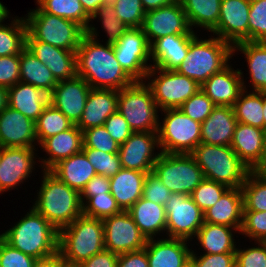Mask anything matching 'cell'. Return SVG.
Here are the masks:
<instances>
[{
	"label": "cell",
	"mask_w": 266,
	"mask_h": 267,
	"mask_svg": "<svg viewBox=\"0 0 266 267\" xmlns=\"http://www.w3.org/2000/svg\"><path fill=\"white\" fill-rule=\"evenodd\" d=\"M32 207L58 231L70 225L82 214L80 192L70 188L50 170H42Z\"/></svg>",
	"instance_id": "7a4b0ae2"
},
{
	"label": "cell",
	"mask_w": 266,
	"mask_h": 267,
	"mask_svg": "<svg viewBox=\"0 0 266 267\" xmlns=\"http://www.w3.org/2000/svg\"><path fill=\"white\" fill-rule=\"evenodd\" d=\"M255 171L261 175L266 176V147H265V155L263 161L259 164V166L255 169Z\"/></svg>",
	"instance_id": "89a4df30"
},
{
	"label": "cell",
	"mask_w": 266,
	"mask_h": 267,
	"mask_svg": "<svg viewBox=\"0 0 266 267\" xmlns=\"http://www.w3.org/2000/svg\"><path fill=\"white\" fill-rule=\"evenodd\" d=\"M110 193V180L108 177L96 174L81 191L82 205L96 194Z\"/></svg>",
	"instance_id": "91938a15"
},
{
	"label": "cell",
	"mask_w": 266,
	"mask_h": 267,
	"mask_svg": "<svg viewBox=\"0 0 266 267\" xmlns=\"http://www.w3.org/2000/svg\"><path fill=\"white\" fill-rule=\"evenodd\" d=\"M49 93L19 81L8 88V106L36 122L49 104Z\"/></svg>",
	"instance_id": "d6a6232c"
},
{
	"label": "cell",
	"mask_w": 266,
	"mask_h": 267,
	"mask_svg": "<svg viewBox=\"0 0 266 267\" xmlns=\"http://www.w3.org/2000/svg\"><path fill=\"white\" fill-rule=\"evenodd\" d=\"M20 81L51 93L58 84L47 66L26 47L20 53Z\"/></svg>",
	"instance_id": "8d00e7d4"
},
{
	"label": "cell",
	"mask_w": 266,
	"mask_h": 267,
	"mask_svg": "<svg viewBox=\"0 0 266 267\" xmlns=\"http://www.w3.org/2000/svg\"><path fill=\"white\" fill-rule=\"evenodd\" d=\"M90 90V85L79 76L58 81L49 94V103L76 125L82 116Z\"/></svg>",
	"instance_id": "d6986e66"
},
{
	"label": "cell",
	"mask_w": 266,
	"mask_h": 267,
	"mask_svg": "<svg viewBox=\"0 0 266 267\" xmlns=\"http://www.w3.org/2000/svg\"><path fill=\"white\" fill-rule=\"evenodd\" d=\"M195 32H211L219 21L222 0H179ZM195 28V30H194ZM198 28V29H197ZM197 29V31H196ZM200 29V30H199Z\"/></svg>",
	"instance_id": "d590c367"
},
{
	"label": "cell",
	"mask_w": 266,
	"mask_h": 267,
	"mask_svg": "<svg viewBox=\"0 0 266 267\" xmlns=\"http://www.w3.org/2000/svg\"><path fill=\"white\" fill-rule=\"evenodd\" d=\"M104 126L119 145H122L133 133L128 122L118 111L107 118Z\"/></svg>",
	"instance_id": "680465c9"
},
{
	"label": "cell",
	"mask_w": 266,
	"mask_h": 267,
	"mask_svg": "<svg viewBox=\"0 0 266 267\" xmlns=\"http://www.w3.org/2000/svg\"><path fill=\"white\" fill-rule=\"evenodd\" d=\"M174 1L176 0H141V3L145 11H150L171 4Z\"/></svg>",
	"instance_id": "03108f58"
},
{
	"label": "cell",
	"mask_w": 266,
	"mask_h": 267,
	"mask_svg": "<svg viewBox=\"0 0 266 267\" xmlns=\"http://www.w3.org/2000/svg\"><path fill=\"white\" fill-rule=\"evenodd\" d=\"M191 155L206 179L224 184L228 188L241 187L251 171L231 146L200 143Z\"/></svg>",
	"instance_id": "8992f818"
},
{
	"label": "cell",
	"mask_w": 266,
	"mask_h": 267,
	"mask_svg": "<svg viewBox=\"0 0 266 267\" xmlns=\"http://www.w3.org/2000/svg\"><path fill=\"white\" fill-rule=\"evenodd\" d=\"M26 48L45 64L57 81L77 76L76 51L64 50L37 41L26 34Z\"/></svg>",
	"instance_id": "ffe728a7"
},
{
	"label": "cell",
	"mask_w": 266,
	"mask_h": 267,
	"mask_svg": "<svg viewBox=\"0 0 266 267\" xmlns=\"http://www.w3.org/2000/svg\"><path fill=\"white\" fill-rule=\"evenodd\" d=\"M161 154L157 132H133L119 147L121 167L150 173Z\"/></svg>",
	"instance_id": "2e32d148"
},
{
	"label": "cell",
	"mask_w": 266,
	"mask_h": 267,
	"mask_svg": "<svg viewBox=\"0 0 266 267\" xmlns=\"http://www.w3.org/2000/svg\"><path fill=\"white\" fill-rule=\"evenodd\" d=\"M171 194L156 174L153 172L147 174L143 185V198L165 206Z\"/></svg>",
	"instance_id": "11a10c76"
},
{
	"label": "cell",
	"mask_w": 266,
	"mask_h": 267,
	"mask_svg": "<svg viewBox=\"0 0 266 267\" xmlns=\"http://www.w3.org/2000/svg\"><path fill=\"white\" fill-rule=\"evenodd\" d=\"M82 151L98 175L111 178L122 168L118 153H105L92 148H82Z\"/></svg>",
	"instance_id": "f6af8a7d"
},
{
	"label": "cell",
	"mask_w": 266,
	"mask_h": 267,
	"mask_svg": "<svg viewBox=\"0 0 266 267\" xmlns=\"http://www.w3.org/2000/svg\"><path fill=\"white\" fill-rule=\"evenodd\" d=\"M98 19V20H97ZM99 22L102 31L107 34L105 44L115 45L119 38L129 29L123 21H121L116 12L114 6L102 5L91 17L90 22Z\"/></svg>",
	"instance_id": "7bdbcfd3"
},
{
	"label": "cell",
	"mask_w": 266,
	"mask_h": 267,
	"mask_svg": "<svg viewBox=\"0 0 266 267\" xmlns=\"http://www.w3.org/2000/svg\"><path fill=\"white\" fill-rule=\"evenodd\" d=\"M263 129L266 131V91L263 92Z\"/></svg>",
	"instance_id": "2644e50d"
},
{
	"label": "cell",
	"mask_w": 266,
	"mask_h": 267,
	"mask_svg": "<svg viewBox=\"0 0 266 267\" xmlns=\"http://www.w3.org/2000/svg\"><path fill=\"white\" fill-rule=\"evenodd\" d=\"M243 209L241 187L228 188L212 207L204 211V222L241 228Z\"/></svg>",
	"instance_id": "1f68e13d"
},
{
	"label": "cell",
	"mask_w": 266,
	"mask_h": 267,
	"mask_svg": "<svg viewBox=\"0 0 266 267\" xmlns=\"http://www.w3.org/2000/svg\"><path fill=\"white\" fill-rule=\"evenodd\" d=\"M85 12L92 17L93 14L98 10L103 4V0H80Z\"/></svg>",
	"instance_id": "e7e4bbea"
},
{
	"label": "cell",
	"mask_w": 266,
	"mask_h": 267,
	"mask_svg": "<svg viewBox=\"0 0 266 267\" xmlns=\"http://www.w3.org/2000/svg\"><path fill=\"white\" fill-rule=\"evenodd\" d=\"M116 60L133 81H144L152 67L150 44L142 27L129 28L113 45Z\"/></svg>",
	"instance_id": "7c38bea8"
},
{
	"label": "cell",
	"mask_w": 266,
	"mask_h": 267,
	"mask_svg": "<svg viewBox=\"0 0 266 267\" xmlns=\"http://www.w3.org/2000/svg\"><path fill=\"white\" fill-rule=\"evenodd\" d=\"M238 121L231 106H215L201 123V143L230 146Z\"/></svg>",
	"instance_id": "83f0119b"
},
{
	"label": "cell",
	"mask_w": 266,
	"mask_h": 267,
	"mask_svg": "<svg viewBox=\"0 0 266 267\" xmlns=\"http://www.w3.org/2000/svg\"><path fill=\"white\" fill-rule=\"evenodd\" d=\"M166 237L193 241L204 224V212L186 194L172 193L166 205Z\"/></svg>",
	"instance_id": "5bb4252c"
},
{
	"label": "cell",
	"mask_w": 266,
	"mask_h": 267,
	"mask_svg": "<svg viewBox=\"0 0 266 267\" xmlns=\"http://www.w3.org/2000/svg\"><path fill=\"white\" fill-rule=\"evenodd\" d=\"M210 35L208 34L207 39V37H201L199 33L190 42L186 59L175 70L193 79L200 86L213 74L235 60L233 59V46L217 36Z\"/></svg>",
	"instance_id": "277c9868"
},
{
	"label": "cell",
	"mask_w": 266,
	"mask_h": 267,
	"mask_svg": "<svg viewBox=\"0 0 266 267\" xmlns=\"http://www.w3.org/2000/svg\"><path fill=\"white\" fill-rule=\"evenodd\" d=\"M181 267H196V264L192 258H189Z\"/></svg>",
	"instance_id": "753ad0ef"
},
{
	"label": "cell",
	"mask_w": 266,
	"mask_h": 267,
	"mask_svg": "<svg viewBox=\"0 0 266 267\" xmlns=\"http://www.w3.org/2000/svg\"><path fill=\"white\" fill-rule=\"evenodd\" d=\"M191 245L193 248L191 258L196 267H236L235 253L204 254L194 249L195 244Z\"/></svg>",
	"instance_id": "9f6ffc18"
},
{
	"label": "cell",
	"mask_w": 266,
	"mask_h": 267,
	"mask_svg": "<svg viewBox=\"0 0 266 267\" xmlns=\"http://www.w3.org/2000/svg\"><path fill=\"white\" fill-rule=\"evenodd\" d=\"M160 112L157 134L161 153L191 154L201 143V123L179 109Z\"/></svg>",
	"instance_id": "9c48e42d"
},
{
	"label": "cell",
	"mask_w": 266,
	"mask_h": 267,
	"mask_svg": "<svg viewBox=\"0 0 266 267\" xmlns=\"http://www.w3.org/2000/svg\"><path fill=\"white\" fill-rule=\"evenodd\" d=\"M252 246L241 248L240 244L237 245L236 267H266V242L254 241Z\"/></svg>",
	"instance_id": "816d5d0a"
},
{
	"label": "cell",
	"mask_w": 266,
	"mask_h": 267,
	"mask_svg": "<svg viewBox=\"0 0 266 267\" xmlns=\"http://www.w3.org/2000/svg\"><path fill=\"white\" fill-rule=\"evenodd\" d=\"M72 126V122L49 103L35 122L38 147L46 138L64 132Z\"/></svg>",
	"instance_id": "60d3db41"
},
{
	"label": "cell",
	"mask_w": 266,
	"mask_h": 267,
	"mask_svg": "<svg viewBox=\"0 0 266 267\" xmlns=\"http://www.w3.org/2000/svg\"><path fill=\"white\" fill-rule=\"evenodd\" d=\"M191 244V241L180 238L147 239L145 251L149 267H181L191 258Z\"/></svg>",
	"instance_id": "d4e9b609"
},
{
	"label": "cell",
	"mask_w": 266,
	"mask_h": 267,
	"mask_svg": "<svg viewBox=\"0 0 266 267\" xmlns=\"http://www.w3.org/2000/svg\"><path fill=\"white\" fill-rule=\"evenodd\" d=\"M243 211H266V176L251 170L241 186Z\"/></svg>",
	"instance_id": "b9f144b4"
},
{
	"label": "cell",
	"mask_w": 266,
	"mask_h": 267,
	"mask_svg": "<svg viewBox=\"0 0 266 267\" xmlns=\"http://www.w3.org/2000/svg\"><path fill=\"white\" fill-rule=\"evenodd\" d=\"M233 109L239 123L263 129V92L243 89Z\"/></svg>",
	"instance_id": "f35d334b"
},
{
	"label": "cell",
	"mask_w": 266,
	"mask_h": 267,
	"mask_svg": "<svg viewBox=\"0 0 266 267\" xmlns=\"http://www.w3.org/2000/svg\"><path fill=\"white\" fill-rule=\"evenodd\" d=\"M201 90L216 106L233 107L243 90L239 68L234 69L230 62L206 80L201 85Z\"/></svg>",
	"instance_id": "484cf974"
},
{
	"label": "cell",
	"mask_w": 266,
	"mask_h": 267,
	"mask_svg": "<svg viewBox=\"0 0 266 267\" xmlns=\"http://www.w3.org/2000/svg\"><path fill=\"white\" fill-rule=\"evenodd\" d=\"M10 15V10L0 1V23L7 20Z\"/></svg>",
	"instance_id": "a7ac6f4b"
},
{
	"label": "cell",
	"mask_w": 266,
	"mask_h": 267,
	"mask_svg": "<svg viewBox=\"0 0 266 267\" xmlns=\"http://www.w3.org/2000/svg\"><path fill=\"white\" fill-rule=\"evenodd\" d=\"M230 146L250 170H255L265 155L266 131L238 122Z\"/></svg>",
	"instance_id": "4316f807"
},
{
	"label": "cell",
	"mask_w": 266,
	"mask_h": 267,
	"mask_svg": "<svg viewBox=\"0 0 266 267\" xmlns=\"http://www.w3.org/2000/svg\"><path fill=\"white\" fill-rule=\"evenodd\" d=\"M121 212L122 210L111 193L96 194L82 205L83 215L98 219H104Z\"/></svg>",
	"instance_id": "ee69618b"
},
{
	"label": "cell",
	"mask_w": 266,
	"mask_h": 267,
	"mask_svg": "<svg viewBox=\"0 0 266 267\" xmlns=\"http://www.w3.org/2000/svg\"><path fill=\"white\" fill-rule=\"evenodd\" d=\"M43 12L72 20L88 29L91 17L85 12L80 0H35Z\"/></svg>",
	"instance_id": "ab89813d"
},
{
	"label": "cell",
	"mask_w": 266,
	"mask_h": 267,
	"mask_svg": "<svg viewBox=\"0 0 266 267\" xmlns=\"http://www.w3.org/2000/svg\"><path fill=\"white\" fill-rule=\"evenodd\" d=\"M144 82L151 89L159 110L179 109L201 86L193 79L175 70L151 67Z\"/></svg>",
	"instance_id": "30bf717a"
},
{
	"label": "cell",
	"mask_w": 266,
	"mask_h": 267,
	"mask_svg": "<svg viewBox=\"0 0 266 267\" xmlns=\"http://www.w3.org/2000/svg\"><path fill=\"white\" fill-rule=\"evenodd\" d=\"M83 132V148L101 150L105 153H118L120 145L112 138L105 126L85 129Z\"/></svg>",
	"instance_id": "c3c4849f"
},
{
	"label": "cell",
	"mask_w": 266,
	"mask_h": 267,
	"mask_svg": "<svg viewBox=\"0 0 266 267\" xmlns=\"http://www.w3.org/2000/svg\"><path fill=\"white\" fill-rule=\"evenodd\" d=\"M240 52V53H239ZM244 55L248 74L244 76L243 68H239L243 89L258 92L266 91V42L243 41L233 46V58L239 54ZM245 78V79H244ZM248 78L249 80H247ZM245 80V81H244ZM247 80V81H246ZM248 82V84H247ZM250 88V89H249Z\"/></svg>",
	"instance_id": "603a6c76"
},
{
	"label": "cell",
	"mask_w": 266,
	"mask_h": 267,
	"mask_svg": "<svg viewBox=\"0 0 266 267\" xmlns=\"http://www.w3.org/2000/svg\"><path fill=\"white\" fill-rule=\"evenodd\" d=\"M117 111L133 132H157L160 110L144 81H134L118 91Z\"/></svg>",
	"instance_id": "ba28073f"
},
{
	"label": "cell",
	"mask_w": 266,
	"mask_h": 267,
	"mask_svg": "<svg viewBox=\"0 0 266 267\" xmlns=\"http://www.w3.org/2000/svg\"><path fill=\"white\" fill-rule=\"evenodd\" d=\"M20 81V55L0 57V86L9 88Z\"/></svg>",
	"instance_id": "6f0895ef"
},
{
	"label": "cell",
	"mask_w": 266,
	"mask_h": 267,
	"mask_svg": "<svg viewBox=\"0 0 266 267\" xmlns=\"http://www.w3.org/2000/svg\"><path fill=\"white\" fill-rule=\"evenodd\" d=\"M27 33L35 40L76 51L86 30L78 23L43 12L38 6L24 15Z\"/></svg>",
	"instance_id": "52a82bcc"
},
{
	"label": "cell",
	"mask_w": 266,
	"mask_h": 267,
	"mask_svg": "<svg viewBox=\"0 0 266 267\" xmlns=\"http://www.w3.org/2000/svg\"><path fill=\"white\" fill-rule=\"evenodd\" d=\"M198 35L191 34L167 35L155 40L150 45L152 67L162 70H176L186 59L190 42Z\"/></svg>",
	"instance_id": "cb8c5ba5"
},
{
	"label": "cell",
	"mask_w": 266,
	"mask_h": 267,
	"mask_svg": "<svg viewBox=\"0 0 266 267\" xmlns=\"http://www.w3.org/2000/svg\"><path fill=\"white\" fill-rule=\"evenodd\" d=\"M58 267H81L80 263H72L66 260H62Z\"/></svg>",
	"instance_id": "8c879c8a"
},
{
	"label": "cell",
	"mask_w": 266,
	"mask_h": 267,
	"mask_svg": "<svg viewBox=\"0 0 266 267\" xmlns=\"http://www.w3.org/2000/svg\"><path fill=\"white\" fill-rule=\"evenodd\" d=\"M0 236L11 246L35 259L58 251L59 231L32 206Z\"/></svg>",
	"instance_id": "3957f363"
},
{
	"label": "cell",
	"mask_w": 266,
	"mask_h": 267,
	"mask_svg": "<svg viewBox=\"0 0 266 267\" xmlns=\"http://www.w3.org/2000/svg\"><path fill=\"white\" fill-rule=\"evenodd\" d=\"M104 249L102 219L81 214L59 231L58 250L66 261L81 263Z\"/></svg>",
	"instance_id": "5b68a950"
},
{
	"label": "cell",
	"mask_w": 266,
	"mask_h": 267,
	"mask_svg": "<svg viewBox=\"0 0 266 267\" xmlns=\"http://www.w3.org/2000/svg\"><path fill=\"white\" fill-rule=\"evenodd\" d=\"M39 148L46 154L44 157L40 155L38 158L39 169L51 170L61 160L82 151L83 132L77 125H73L64 132L46 138Z\"/></svg>",
	"instance_id": "7402d4cb"
},
{
	"label": "cell",
	"mask_w": 266,
	"mask_h": 267,
	"mask_svg": "<svg viewBox=\"0 0 266 267\" xmlns=\"http://www.w3.org/2000/svg\"><path fill=\"white\" fill-rule=\"evenodd\" d=\"M240 229L204 222L194 237L196 240L193 239L196 242L191 241V243H196L198 247L195 248H198V251L201 249V253L204 254L235 253L237 243H240L235 236L239 238L237 233H240Z\"/></svg>",
	"instance_id": "f546056e"
},
{
	"label": "cell",
	"mask_w": 266,
	"mask_h": 267,
	"mask_svg": "<svg viewBox=\"0 0 266 267\" xmlns=\"http://www.w3.org/2000/svg\"><path fill=\"white\" fill-rule=\"evenodd\" d=\"M117 0H103V4L102 5H110V6H114L116 4Z\"/></svg>",
	"instance_id": "34e18365"
},
{
	"label": "cell",
	"mask_w": 266,
	"mask_h": 267,
	"mask_svg": "<svg viewBox=\"0 0 266 267\" xmlns=\"http://www.w3.org/2000/svg\"><path fill=\"white\" fill-rule=\"evenodd\" d=\"M215 106L216 105L200 89L196 94L185 101L180 106L179 110L192 120L202 123L209 117Z\"/></svg>",
	"instance_id": "681fc988"
},
{
	"label": "cell",
	"mask_w": 266,
	"mask_h": 267,
	"mask_svg": "<svg viewBox=\"0 0 266 267\" xmlns=\"http://www.w3.org/2000/svg\"><path fill=\"white\" fill-rule=\"evenodd\" d=\"M8 106V88L0 86V112Z\"/></svg>",
	"instance_id": "003e7915"
},
{
	"label": "cell",
	"mask_w": 266,
	"mask_h": 267,
	"mask_svg": "<svg viewBox=\"0 0 266 267\" xmlns=\"http://www.w3.org/2000/svg\"><path fill=\"white\" fill-rule=\"evenodd\" d=\"M152 172L171 193L189 196L205 178L202 169L191 154L161 153Z\"/></svg>",
	"instance_id": "8fae6325"
},
{
	"label": "cell",
	"mask_w": 266,
	"mask_h": 267,
	"mask_svg": "<svg viewBox=\"0 0 266 267\" xmlns=\"http://www.w3.org/2000/svg\"><path fill=\"white\" fill-rule=\"evenodd\" d=\"M38 150V147H0V195L24 189L22 185L34 176L37 165L40 167Z\"/></svg>",
	"instance_id": "4fadbf2b"
},
{
	"label": "cell",
	"mask_w": 266,
	"mask_h": 267,
	"mask_svg": "<svg viewBox=\"0 0 266 267\" xmlns=\"http://www.w3.org/2000/svg\"><path fill=\"white\" fill-rule=\"evenodd\" d=\"M248 0H222L217 26L210 32L232 46L249 41Z\"/></svg>",
	"instance_id": "ac0fdd59"
},
{
	"label": "cell",
	"mask_w": 266,
	"mask_h": 267,
	"mask_svg": "<svg viewBox=\"0 0 266 267\" xmlns=\"http://www.w3.org/2000/svg\"><path fill=\"white\" fill-rule=\"evenodd\" d=\"M63 257L59 250L49 256L38 258L34 262L33 267H58Z\"/></svg>",
	"instance_id": "be15d7a7"
},
{
	"label": "cell",
	"mask_w": 266,
	"mask_h": 267,
	"mask_svg": "<svg viewBox=\"0 0 266 267\" xmlns=\"http://www.w3.org/2000/svg\"><path fill=\"white\" fill-rule=\"evenodd\" d=\"M253 241H266V211H243V221L239 236Z\"/></svg>",
	"instance_id": "7dc6e473"
},
{
	"label": "cell",
	"mask_w": 266,
	"mask_h": 267,
	"mask_svg": "<svg viewBox=\"0 0 266 267\" xmlns=\"http://www.w3.org/2000/svg\"><path fill=\"white\" fill-rule=\"evenodd\" d=\"M35 122L7 106L0 112V147L36 148Z\"/></svg>",
	"instance_id": "44dd1931"
},
{
	"label": "cell",
	"mask_w": 266,
	"mask_h": 267,
	"mask_svg": "<svg viewBox=\"0 0 266 267\" xmlns=\"http://www.w3.org/2000/svg\"><path fill=\"white\" fill-rule=\"evenodd\" d=\"M35 258L24 254L8 244L0 236V266L1 267H33Z\"/></svg>",
	"instance_id": "db71d44e"
},
{
	"label": "cell",
	"mask_w": 266,
	"mask_h": 267,
	"mask_svg": "<svg viewBox=\"0 0 266 267\" xmlns=\"http://www.w3.org/2000/svg\"><path fill=\"white\" fill-rule=\"evenodd\" d=\"M50 171L80 193L96 175L93 165L83 151L61 160Z\"/></svg>",
	"instance_id": "e575fe53"
},
{
	"label": "cell",
	"mask_w": 266,
	"mask_h": 267,
	"mask_svg": "<svg viewBox=\"0 0 266 267\" xmlns=\"http://www.w3.org/2000/svg\"><path fill=\"white\" fill-rule=\"evenodd\" d=\"M118 254L102 250L89 259L80 263L81 267H117Z\"/></svg>",
	"instance_id": "6125c7cd"
},
{
	"label": "cell",
	"mask_w": 266,
	"mask_h": 267,
	"mask_svg": "<svg viewBox=\"0 0 266 267\" xmlns=\"http://www.w3.org/2000/svg\"><path fill=\"white\" fill-rule=\"evenodd\" d=\"M228 189L224 184L204 178L190 194L194 203L204 212L212 207Z\"/></svg>",
	"instance_id": "bcb514c9"
},
{
	"label": "cell",
	"mask_w": 266,
	"mask_h": 267,
	"mask_svg": "<svg viewBox=\"0 0 266 267\" xmlns=\"http://www.w3.org/2000/svg\"><path fill=\"white\" fill-rule=\"evenodd\" d=\"M142 29L150 45L167 35L193 32L179 0L161 8L146 11Z\"/></svg>",
	"instance_id": "e0dca14e"
},
{
	"label": "cell",
	"mask_w": 266,
	"mask_h": 267,
	"mask_svg": "<svg viewBox=\"0 0 266 267\" xmlns=\"http://www.w3.org/2000/svg\"><path fill=\"white\" fill-rule=\"evenodd\" d=\"M148 173L121 168L110 180V193L122 211H127L142 197Z\"/></svg>",
	"instance_id": "836d02e7"
},
{
	"label": "cell",
	"mask_w": 266,
	"mask_h": 267,
	"mask_svg": "<svg viewBox=\"0 0 266 267\" xmlns=\"http://www.w3.org/2000/svg\"><path fill=\"white\" fill-rule=\"evenodd\" d=\"M97 26L90 22L76 50L77 76L83 78L91 88L119 91L134 81L116 60L113 46L98 38L101 32Z\"/></svg>",
	"instance_id": "6da1fadb"
},
{
	"label": "cell",
	"mask_w": 266,
	"mask_h": 267,
	"mask_svg": "<svg viewBox=\"0 0 266 267\" xmlns=\"http://www.w3.org/2000/svg\"><path fill=\"white\" fill-rule=\"evenodd\" d=\"M118 109V91L91 88L79 122L82 131L104 125L107 118Z\"/></svg>",
	"instance_id": "f1b7e54d"
},
{
	"label": "cell",
	"mask_w": 266,
	"mask_h": 267,
	"mask_svg": "<svg viewBox=\"0 0 266 267\" xmlns=\"http://www.w3.org/2000/svg\"><path fill=\"white\" fill-rule=\"evenodd\" d=\"M104 246L115 254L143 249L147 239L127 211L102 219Z\"/></svg>",
	"instance_id": "9a60e30c"
},
{
	"label": "cell",
	"mask_w": 266,
	"mask_h": 267,
	"mask_svg": "<svg viewBox=\"0 0 266 267\" xmlns=\"http://www.w3.org/2000/svg\"><path fill=\"white\" fill-rule=\"evenodd\" d=\"M118 18L128 28H139L143 26L144 10L141 0H117L114 5Z\"/></svg>",
	"instance_id": "f907efd6"
},
{
	"label": "cell",
	"mask_w": 266,
	"mask_h": 267,
	"mask_svg": "<svg viewBox=\"0 0 266 267\" xmlns=\"http://www.w3.org/2000/svg\"><path fill=\"white\" fill-rule=\"evenodd\" d=\"M117 267H149L145 247L118 255Z\"/></svg>",
	"instance_id": "94428289"
},
{
	"label": "cell",
	"mask_w": 266,
	"mask_h": 267,
	"mask_svg": "<svg viewBox=\"0 0 266 267\" xmlns=\"http://www.w3.org/2000/svg\"><path fill=\"white\" fill-rule=\"evenodd\" d=\"M5 22L0 23V57L20 55L26 47L27 27L24 17H13L11 14Z\"/></svg>",
	"instance_id": "74e56055"
},
{
	"label": "cell",
	"mask_w": 266,
	"mask_h": 267,
	"mask_svg": "<svg viewBox=\"0 0 266 267\" xmlns=\"http://www.w3.org/2000/svg\"><path fill=\"white\" fill-rule=\"evenodd\" d=\"M127 212L146 239L166 237V210L164 205L141 197Z\"/></svg>",
	"instance_id": "4dcf8cb0"
},
{
	"label": "cell",
	"mask_w": 266,
	"mask_h": 267,
	"mask_svg": "<svg viewBox=\"0 0 266 267\" xmlns=\"http://www.w3.org/2000/svg\"><path fill=\"white\" fill-rule=\"evenodd\" d=\"M249 41L266 42V0L250 2Z\"/></svg>",
	"instance_id": "f5cc1de1"
}]
</instances>
